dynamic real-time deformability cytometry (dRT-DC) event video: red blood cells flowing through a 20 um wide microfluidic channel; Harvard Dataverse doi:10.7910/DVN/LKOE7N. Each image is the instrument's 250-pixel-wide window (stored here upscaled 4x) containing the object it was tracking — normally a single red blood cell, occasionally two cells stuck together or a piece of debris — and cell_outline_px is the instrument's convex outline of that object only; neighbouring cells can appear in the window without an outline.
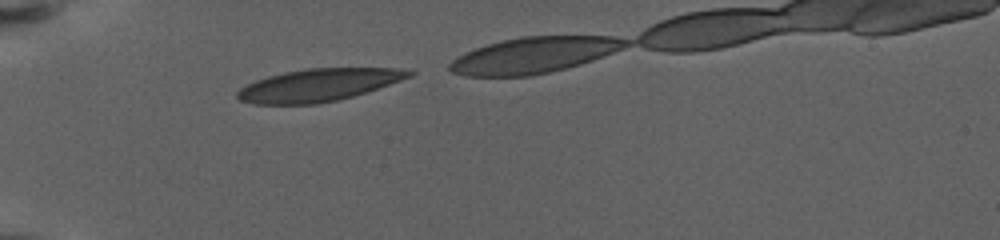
{"species": "human", "species_latin": "Homo sapiens", "temperature_condition": "warm", "stored_images_in_passage": 15, "camera_frame_rate_fps": 3000, "um_per_image_px": 0.085, "donor": {"sex": "female"}, "frame": {"image": 1, "passage_image": 1, "time_ms": 0.0, "image_size_px": [1000, 240], "cell_outline_px": [[416, 72], [412, 76], [352, 96], [336, 100], [316, 104], [256, 104], [240, 100], [236, 96], [236, 92], [240, 88], [256, 80], [268, 76], [284, 72], [308, 68], [396, 68]], "centroid_in_image_um": [27.03, 7.22], "position_along_channel_um": 58.0, "area_um2": 32.08}}
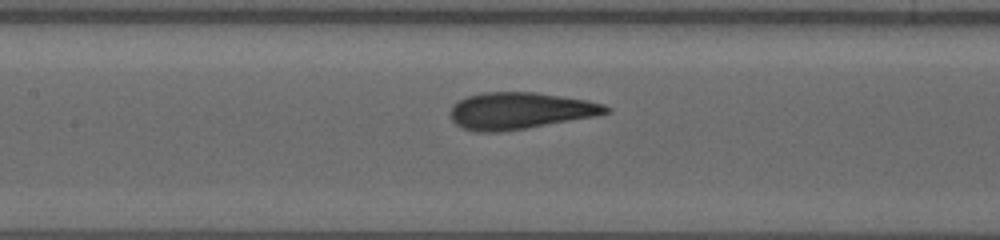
{"frame": {"image": 2, "passage_image": 8, "time_ms": 4.333, "image_size_px": [1000, 240], "cell_outline_px": [[612, 112], [596, 116], [500, 132], [476, 132], [464, 128], [456, 124], [452, 120], [448, 112], [452, 104], [468, 96], [484, 92], [536, 92], [588, 100], [604, 104], [612, 108]], "centroid_in_image_um": [44.2, 9.41], "position_along_channel_um": 163.2, "area_um2": 33.41}}
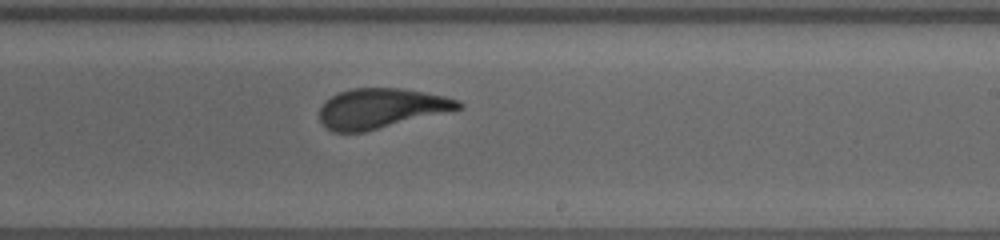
{"frame": {"image": 3, "passage_image": 14, "time_ms": 7.667, "image_size_px": [1000, 240], "cell_outline_px": [[464, 104], [460, 108], [364, 132], [332, 132], [320, 120], [320, 108], [332, 96], [340, 92], [352, 88], [400, 88], [424, 92], [444, 96], [460, 100]], "centroid_in_image_um": [32.38, 9.2], "position_along_channel_um": 256.6, "area_um2": 31.67}}